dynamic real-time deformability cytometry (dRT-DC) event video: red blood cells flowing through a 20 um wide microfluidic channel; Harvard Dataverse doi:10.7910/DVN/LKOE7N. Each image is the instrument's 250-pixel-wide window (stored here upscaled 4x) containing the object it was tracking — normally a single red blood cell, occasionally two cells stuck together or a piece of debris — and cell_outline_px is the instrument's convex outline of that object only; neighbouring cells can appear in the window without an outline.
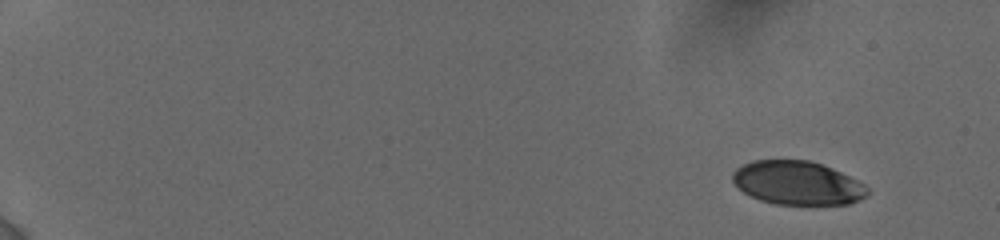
{"species": "human", "species_latin": "Homo sapiens", "temperature_condition": "cold", "stored_images_in_passage": 35, "camera_frame_rate_fps": 3000, "um_per_image_px": 0.085, "donor": {"sex": "female"}, "frame": {"image": 1, "passage_image": 1, "time_ms": 0.0, "image_size_px": [1000, 240], "cell_outline_px": [[868, 192], [860, 200], [848, 204], [776, 204], [760, 200], [744, 192], [732, 180], [732, 172], [736, 168], [752, 160], [808, 160], [832, 168], [864, 184], [868, 188]], "centroid_in_image_um": [67.76, 15.55], "position_along_channel_um": 17.2, "area_um2": 33.99}}
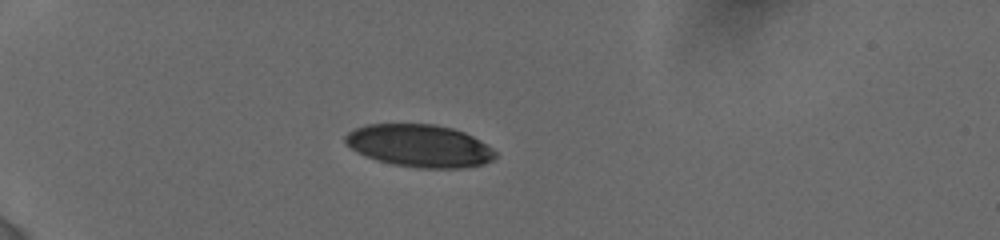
{"frame": {"image": 2, "passage_image": 31, "time_ms": 4.333, "image_size_px": [1000, 240], "cell_outline_px": [[496, 156], [492, 160], [480, 164], [460, 168], [420, 168], [396, 164], [380, 160], [356, 152], [344, 144], [344, 136], [348, 132], [364, 124], [436, 124], [452, 128], [464, 132], [480, 140], [492, 148], [496, 152]], "centroid_in_image_um": [35.64, 12.37], "position_along_channel_um": 49.4, "area_um2": 36.99}}